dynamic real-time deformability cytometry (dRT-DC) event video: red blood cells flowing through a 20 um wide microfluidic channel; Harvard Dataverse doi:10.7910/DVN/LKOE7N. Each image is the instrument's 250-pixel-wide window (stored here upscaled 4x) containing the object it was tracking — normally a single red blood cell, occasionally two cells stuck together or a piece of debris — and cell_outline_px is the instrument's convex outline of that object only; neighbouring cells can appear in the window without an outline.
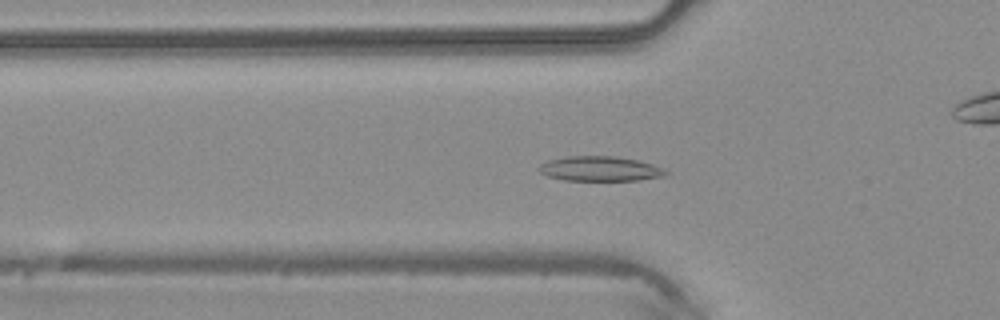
{"species": "common noctule bat (a hibernating species)", "species_latin": "Nyctalus noctula", "temperature_condition": "warm", "stored_images_in_passage": 47, "camera_frame_rate_fps": 3000, "um_per_image_px": 0.085, "animal": {"sex": "male", "body_mass_g": 20.4}, "frame": {"image": 1, "passage_image": 15, "time_ms": 4.667, "image_size_px": [1000, 320], "cell_outline_px": [[668, 176], [640, 180], [564, 180], [548, 176], [540, 172], [536, 168], [540, 164], [548, 160], [568, 156], [616, 156], [640, 160], [664, 168], [668, 172]], "centroid_in_image_um": [51.04, 14.34], "position_along_channel_um": 74.8, "area_um2": 18.55}}
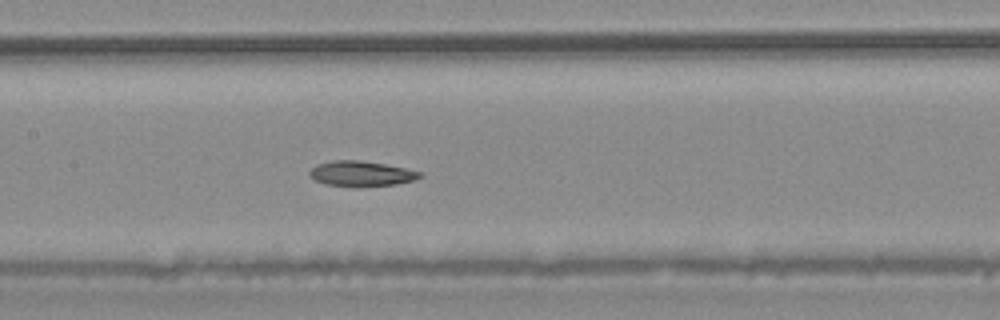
{"frame": {"image": 2, "passage_image": 22, "time_ms": 7.0, "image_size_px": [1000, 320], "cell_outline_px": [[424, 176], [416, 180], [396, 184], [356, 188], [352, 188], [324, 184], [308, 176], [308, 172], [316, 164], [332, 160], [360, 160], [384, 164], [424, 172]], "centroid_in_image_um": [30.71, 14.78], "position_along_channel_um": 176.7, "area_um2": 16.76}}
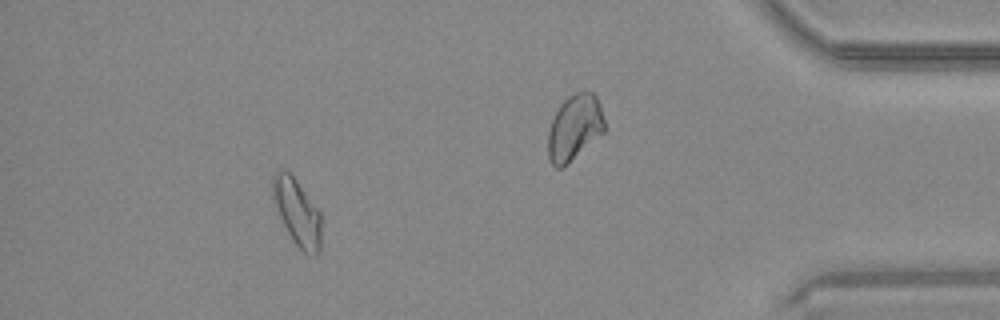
{"frame": {"image": 3, "passage_image": 42, "time_ms": 13.667, "image_size_px": [1000, 320], "cell_outline_px": [[320, 248], [316, 256], [304, 252], [292, 240], [276, 208], [272, 196], [272, 176], [276, 172], [284, 168], [296, 180], [320, 212]], "centroid_in_image_um": [25.24, 18.02], "position_along_channel_um": 410.0, "area_um2": 18.44}}